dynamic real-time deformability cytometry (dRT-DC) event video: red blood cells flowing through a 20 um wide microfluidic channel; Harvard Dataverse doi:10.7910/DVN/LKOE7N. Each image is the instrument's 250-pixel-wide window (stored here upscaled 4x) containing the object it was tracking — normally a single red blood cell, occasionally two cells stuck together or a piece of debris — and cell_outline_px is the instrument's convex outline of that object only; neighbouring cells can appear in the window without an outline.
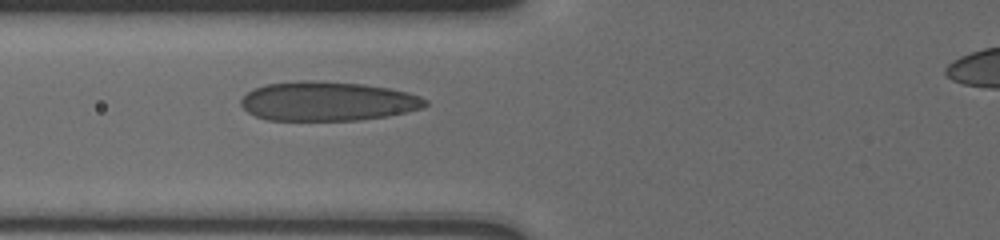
{"species": "human", "species_latin": "Homo sapiens", "temperature_condition": "cold", "stored_images_in_passage": 4, "camera_frame_rate_fps": 3000, "um_per_image_px": 0.085, "donor": {"sex": "male"}, "frame": {"image": 1, "passage_image": 4, "time_ms": 3.333, "image_size_px": [1000, 240], "cell_outline_px": [[428, 104], [420, 108], [388, 116], [356, 120], [268, 120], [256, 116], [248, 112], [240, 104], [240, 100], [252, 88], [264, 84], [300, 80], [312, 80], [364, 84], [388, 88], [408, 92], [420, 96], [428, 100]], "centroid_in_image_um": [27.82, 8.6], "position_along_channel_um": 98.0, "area_um2": 42.25}}